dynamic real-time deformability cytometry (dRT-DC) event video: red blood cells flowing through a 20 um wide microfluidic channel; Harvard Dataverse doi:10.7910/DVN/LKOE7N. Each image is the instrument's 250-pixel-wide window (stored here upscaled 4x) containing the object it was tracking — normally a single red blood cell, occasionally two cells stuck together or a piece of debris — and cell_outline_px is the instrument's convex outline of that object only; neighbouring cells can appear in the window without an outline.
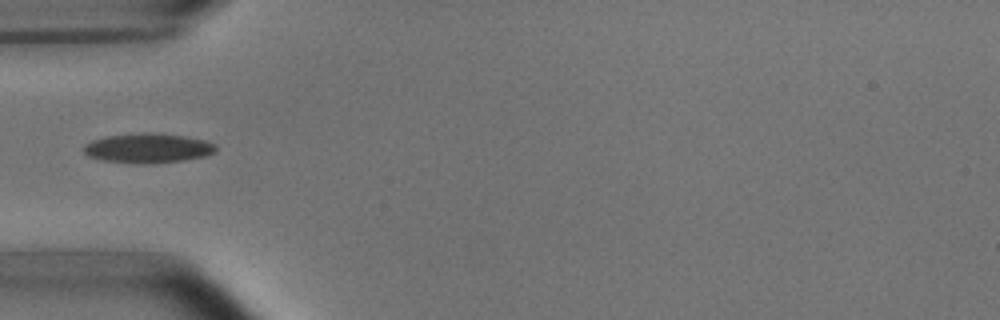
{"species": "common noctule bat (a hibernating species)", "species_latin": "Nyctalus noctula", "temperature_condition": "room temperature", "stored_images_in_passage": 1, "camera_frame_rate_fps": 3000, "um_per_image_px": 0.085, "animal": {"sex": "male", "body_mass_g": 15.6}, "frame": {"image": 1, "passage_image": 1, "time_ms": 0.0, "image_size_px": [1000, 320], "cell_outline_px": [[216, 152], [204, 156], [184, 160], [144, 164], [104, 160], [88, 156], [84, 152], [84, 144], [92, 140], [108, 136], [148, 132], [152, 132], [184, 136], [204, 140], [216, 144]], "centroid_in_image_um": [12.59, 12.59], "position_along_channel_um": 72.4, "area_um2": 22.6}}